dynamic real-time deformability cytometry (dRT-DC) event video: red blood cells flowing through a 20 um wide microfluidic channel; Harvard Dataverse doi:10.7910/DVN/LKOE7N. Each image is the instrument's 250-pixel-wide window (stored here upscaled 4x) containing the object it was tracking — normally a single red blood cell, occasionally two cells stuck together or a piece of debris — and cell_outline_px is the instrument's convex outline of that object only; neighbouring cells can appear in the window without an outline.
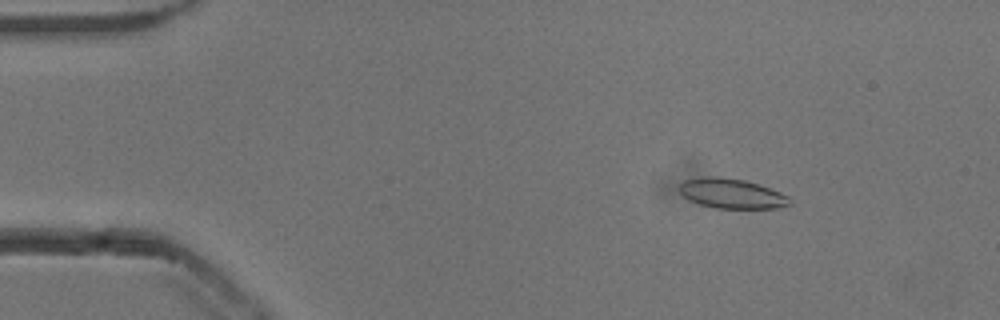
{"species": "common noctule bat (a hibernating species)", "species_latin": "Nyctalus noctula", "temperature_condition": "cold", "stored_images_in_passage": 54, "camera_frame_rate_fps": 3000, "um_per_image_px": 0.085, "animal": {"sex": "male", "body_mass_g": 13.3}, "frame": {"image": 1, "passage_image": 8, "time_ms": 2.333, "image_size_px": [1000, 320], "cell_outline_px": [[792, 204], [780, 208], [716, 208], [700, 204], [688, 200], [680, 192], [680, 184], [684, 180], [700, 176], [720, 176], [744, 180], [760, 184], [780, 192], [788, 196], [792, 200]], "centroid_in_image_um": [62.21, 16.44], "position_along_channel_um": 22.8, "area_um2": 19.42}}
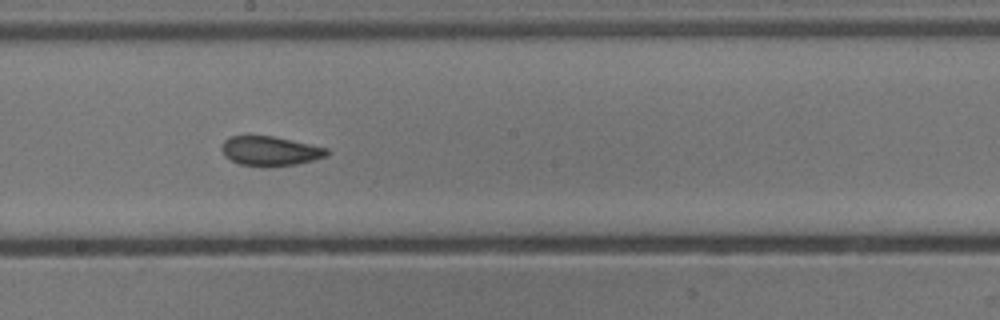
{"frame": {"image": 2, "passage_image": 30, "time_ms": 9.667, "image_size_px": [1000, 320], "cell_outline_px": [[332, 152], [328, 156], [296, 164], [264, 168], [240, 164], [224, 156], [220, 148], [224, 140], [228, 136], [272, 136], [328, 148]], "centroid_in_image_um": [22.96, 12.85], "position_along_channel_um": 225.2, "area_um2": 18.32}}
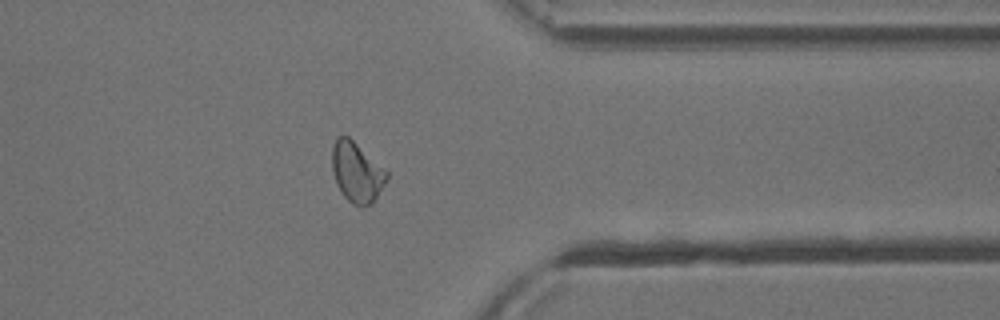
{"frame": {"image": 3, "passage_image": 43, "time_ms": 14.0, "image_size_px": [1000, 320], "cell_outline_px": [[388, 180], [372, 204], [364, 208], [360, 208], [352, 204], [344, 196], [336, 184], [332, 172], [332, 144], [336, 136], [348, 136], [388, 172]], "centroid_in_image_um": [30.32, 14.67], "position_along_channel_um": 381.1, "area_um2": 19.36}, "authors_computed_cell_mechanics": {"area_um2": 18.9873, "velocity_mm_per_s": 3.82, "shape_relaxation_time_tau1_ms": 6.3696, "shape_relaxation_time_tau2_ms": 1.9235, "deformation_change_tau1": 0.1264, "deformation_change_tau2": 0.0635}}